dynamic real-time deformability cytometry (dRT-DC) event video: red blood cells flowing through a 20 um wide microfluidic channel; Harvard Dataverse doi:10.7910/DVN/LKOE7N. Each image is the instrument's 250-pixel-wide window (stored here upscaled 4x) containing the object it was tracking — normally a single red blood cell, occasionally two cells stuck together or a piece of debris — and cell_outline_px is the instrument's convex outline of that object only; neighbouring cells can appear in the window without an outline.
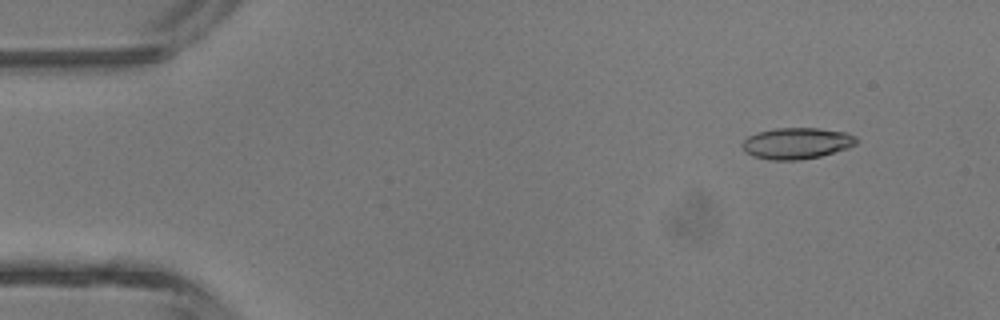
{"species": "common noctule bat (a hibernating species)", "species_latin": "Nyctalus noctula", "temperature_condition": "room temperature", "stored_images_in_passage": 4, "camera_frame_rate_fps": 3000, "um_per_image_px": 0.085, "animal": {"sex": "male", "body_mass_g": 13.3}, "frame": {"image": 1, "passage_image": 2, "time_ms": 1.0, "image_size_px": [1000, 320], "cell_outline_px": [[860, 140], [856, 144], [848, 148], [820, 156], [800, 160], [768, 160], [752, 156], [744, 152], [740, 144], [748, 136], [756, 132], [776, 128], [816, 128], [848, 132], [856, 136]], "centroid_in_image_um": [67.71, 12.18], "position_along_channel_um": 17.3, "area_um2": 21.15}}